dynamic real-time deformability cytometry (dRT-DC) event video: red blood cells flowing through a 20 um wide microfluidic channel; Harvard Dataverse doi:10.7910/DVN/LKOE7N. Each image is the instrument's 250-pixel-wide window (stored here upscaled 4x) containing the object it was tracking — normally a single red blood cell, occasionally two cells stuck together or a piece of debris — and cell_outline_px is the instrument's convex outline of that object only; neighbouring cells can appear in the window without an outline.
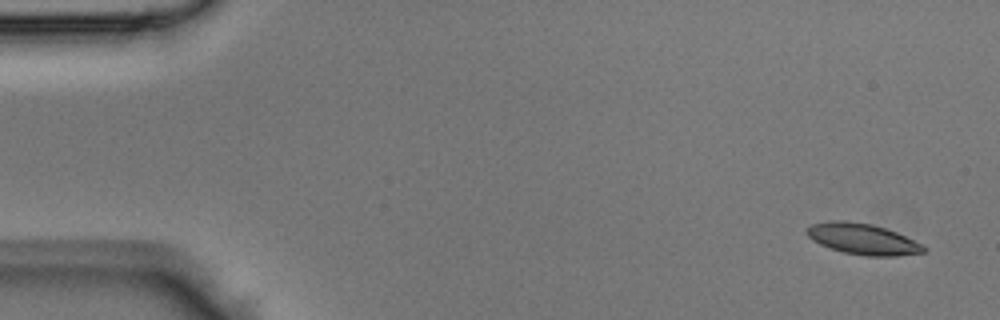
{"species": "Egyptian fruit bat (a non-hibernating species)", "species_latin": "Rousettus aegyptiacus", "temperature_condition": "room temperature", "stored_images_in_passage": 41, "camera_frame_rate_fps": 3000, "um_per_image_px": 0.085, "animal": {"sex": "male"}, "frame": {"image": 1, "passage_image": 1, "time_ms": 0.0, "image_size_px": [1000, 320], "cell_outline_px": [[928, 248], [924, 252], [896, 256], [864, 256], [844, 252], [820, 244], [812, 240], [804, 232], [812, 224], [828, 220], [844, 220], [872, 224], [896, 232], [924, 244]], "centroid_in_image_um": [73.34, 20.31], "position_along_channel_um": 11.7, "area_um2": 21.15}}
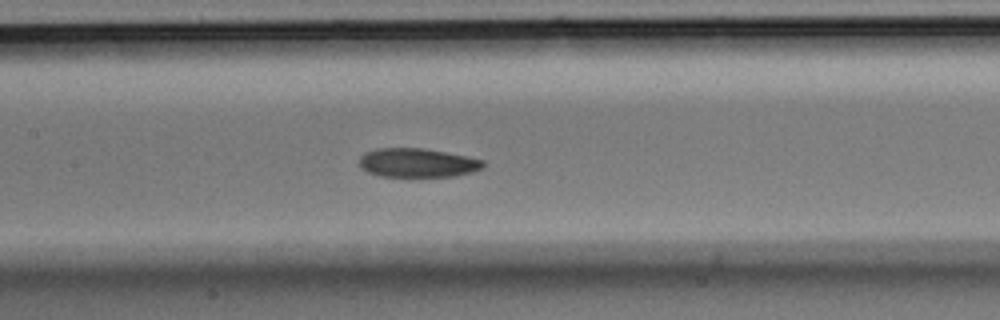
{"frame": {"image": 2, "passage_image": 19, "time_ms": 6.0, "image_size_px": [1000, 320], "cell_outline_px": [[484, 168], [472, 172], [456, 176], [380, 176], [368, 172], [360, 168], [360, 156], [364, 152], [376, 148], [424, 148], [468, 156], [484, 160]], "centroid_in_image_um": [35.49, 13.83], "position_along_channel_um": 171.9, "area_um2": 21.04}}
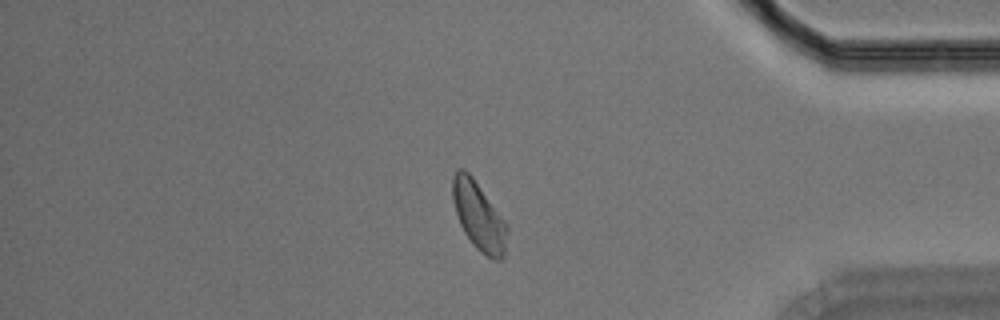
{"frame": {"image": 3, "passage_image": 35, "time_ms": 11.333, "image_size_px": [1000, 320], "cell_outline_px": [[508, 232], [504, 256], [500, 260], [492, 260], [480, 252], [472, 244], [464, 232], [460, 224], [452, 200], [452, 176], [460, 168], [464, 168], [472, 176], [508, 224]], "centroid_in_image_um": [40.71, 18.39], "position_along_channel_um": 394.5, "area_um2": 21.91}}